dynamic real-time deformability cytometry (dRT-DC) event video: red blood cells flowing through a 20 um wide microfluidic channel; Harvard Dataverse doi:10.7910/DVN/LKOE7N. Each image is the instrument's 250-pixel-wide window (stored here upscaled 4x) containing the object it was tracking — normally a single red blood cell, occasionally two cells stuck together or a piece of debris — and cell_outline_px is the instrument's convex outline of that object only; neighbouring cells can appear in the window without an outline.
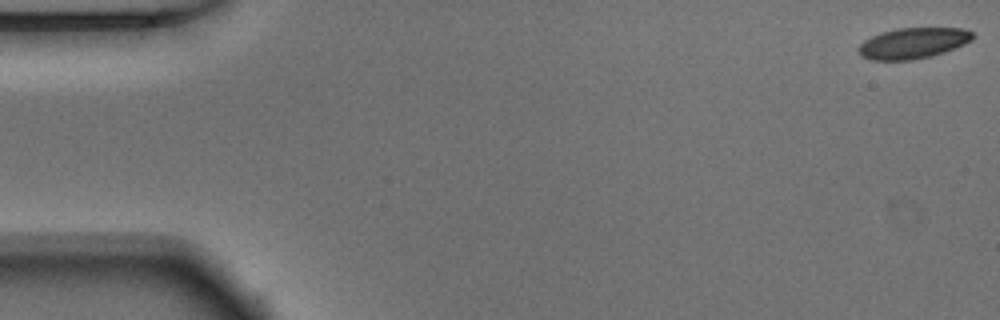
{"species": "Egyptian fruit bat (a non-hibernating species)", "species_latin": "Rousettus aegyptiacus", "temperature_condition": "warm", "stored_images_in_passage": 52, "camera_frame_rate_fps": 3000, "um_per_image_px": 0.085, "animal": {"sex": "male"}, "frame": {"image": 1, "passage_image": 1, "time_ms": 0.0, "image_size_px": [1000, 320], "cell_outline_px": [[976, 36], [972, 40], [964, 44], [944, 52], [932, 56], [912, 60], [872, 60], [860, 56], [860, 44], [864, 40], [880, 32], [896, 28], [964, 28], [972, 32]], "centroid_in_image_um": [77.63, 3.66], "position_along_channel_um": 7.4, "area_um2": 20.58}}
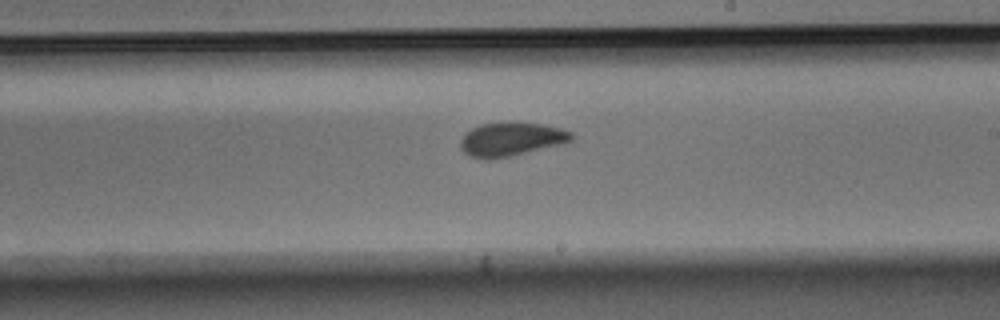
{"frame": {"image": 2, "passage_image": 30, "time_ms": 9.667, "image_size_px": [1000, 320], "cell_outline_px": [[572, 140], [564, 144], [512, 156], [488, 160], [484, 160], [468, 156], [460, 148], [460, 140], [472, 128], [484, 124], [544, 124], [560, 128], [572, 132]], "centroid_in_image_um": [43.46, 11.89], "position_along_channel_um": 245.5, "area_um2": 21.5}}
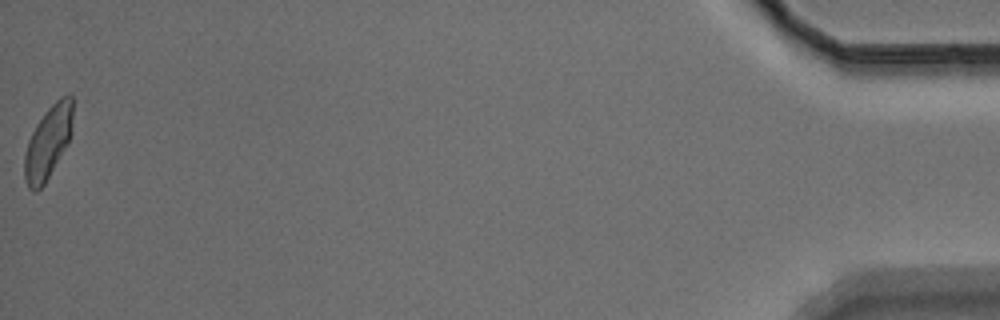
{"frame": {"image": 3, "passage_image": 52, "time_ms": 17.0, "image_size_px": [1000, 320], "cell_outline_px": [[72, 132], [64, 148], [44, 184], [36, 192], [32, 192], [28, 188], [24, 180], [24, 152], [28, 140], [36, 124], [44, 112], [60, 96], [72, 96]], "centroid_in_image_um": [4.04, 12.11], "position_along_channel_um": 431.2, "area_um2": 20.29}, "authors_computed_cell_mechanics": {"area_um2": 21.4727, "velocity_mm_per_s": 3.8784, "shape_relaxation_time_tau1_ms": 3.8434, "shape_relaxation_time_tau2_ms": 1.0127, "deformation_change_tau1": 0.1182, "deformation_change_tau2": 0.0341}}